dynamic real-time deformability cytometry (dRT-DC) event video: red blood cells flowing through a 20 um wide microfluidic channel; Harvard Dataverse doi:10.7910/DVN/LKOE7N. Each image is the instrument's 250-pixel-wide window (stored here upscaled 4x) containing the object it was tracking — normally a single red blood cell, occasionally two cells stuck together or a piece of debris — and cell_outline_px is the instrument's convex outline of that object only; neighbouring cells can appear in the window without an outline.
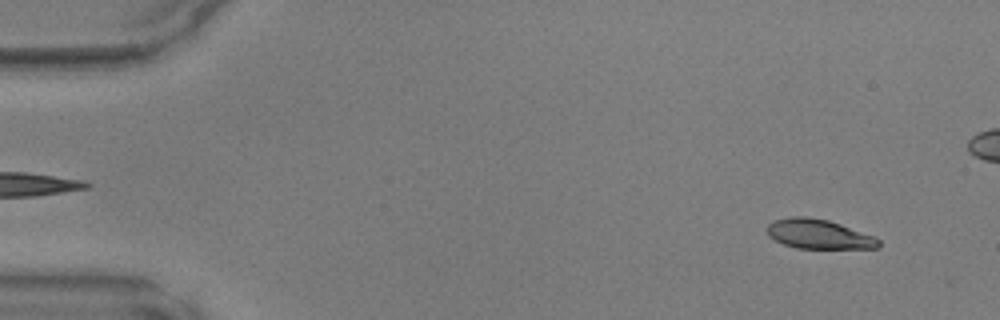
{"species": "common noctule bat (a hibernating species)", "species_latin": "Nyctalus noctula", "temperature_condition": "warm", "stored_images_in_passage": 48, "camera_frame_rate_fps": 3000, "um_per_image_px": 0.085, "animal": {"sex": "male", "body_mass_g": 17.9, "forearm_length_mm": 54.2}, "frame": {"image": 1, "passage_image": 3, "time_ms": 0.667, "image_size_px": [1000, 320], "cell_outline_px": [[880, 248], [796, 248], [784, 244], [768, 236], [768, 224], [772, 220], [792, 216], [808, 216], [828, 220], [876, 236], [880, 240]], "centroid_in_image_um": [69.61, 19.89], "position_along_channel_um": 15.4, "area_um2": 19.25}}
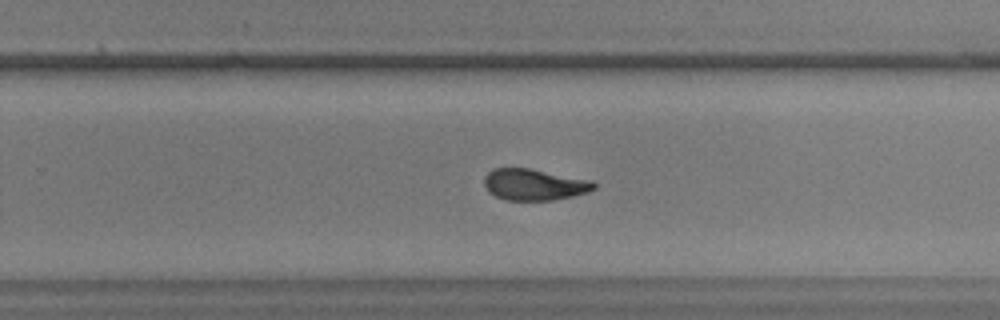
{"frame": {"image": 2, "passage_image": 30, "time_ms": 9.667, "image_size_px": [1000, 320], "cell_outline_px": [[596, 188], [588, 192], [572, 196], [552, 200], [504, 200], [488, 192], [484, 184], [484, 176], [492, 168], [532, 168], [592, 180], [596, 184]], "centroid_in_image_um": [45.4, 15.68], "position_along_channel_um": 284.4, "area_um2": 20.29}}
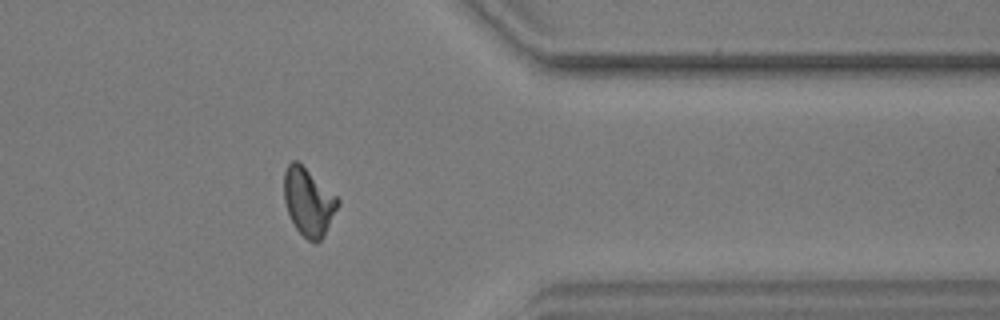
{"frame": {"image": 3, "passage_image": 38, "time_ms": 12.333, "image_size_px": [1000, 320], "cell_outline_px": [[340, 204], [324, 236], [316, 244], [308, 240], [296, 228], [288, 212], [284, 200], [284, 172], [288, 164], [292, 160], [296, 160], [336, 196], [340, 200]], "centroid_in_image_um": [26.23, 17.18], "position_along_channel_um": 385.2, "area_um2": 20.92}}